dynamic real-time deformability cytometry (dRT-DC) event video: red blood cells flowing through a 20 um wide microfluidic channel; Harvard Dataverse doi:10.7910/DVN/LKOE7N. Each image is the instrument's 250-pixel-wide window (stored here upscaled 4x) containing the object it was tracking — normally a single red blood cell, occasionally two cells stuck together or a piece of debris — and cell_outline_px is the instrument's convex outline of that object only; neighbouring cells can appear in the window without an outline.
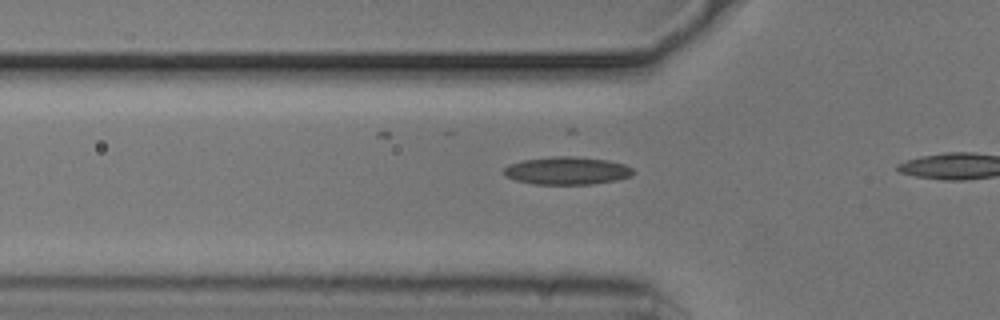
{"species": "common noctule bat (a hibernating species)", "species_latin": "Nyctalus noctula", "temperature_condition": "cold", "stored_images_in_passage": 11, "camera_frame_rate_fps": 3000, "um_per_image_px": 0.085, "animal": {"sex": "male", "body_mass_g": 20.5, "forearm_length_mm": 52.5}, "frame": {"image": 1, "passage_image": 10, "time_ms": 3.0, "image_size_px": [1000, 320], "cell_outline_px": [[636, 172], [632, 176], [616, 180], [592, 184], [536, 184], [516, 180], [504, 176], [504, 168], [508, 164], [524, 160], [556, 156], [576, 156], [608, 160], [624, 164], [632, 168]], "centroid_in_image_um": [48.22, 14.5], "position_along_channel_um": 77.6, "area_um2": 20.98}}